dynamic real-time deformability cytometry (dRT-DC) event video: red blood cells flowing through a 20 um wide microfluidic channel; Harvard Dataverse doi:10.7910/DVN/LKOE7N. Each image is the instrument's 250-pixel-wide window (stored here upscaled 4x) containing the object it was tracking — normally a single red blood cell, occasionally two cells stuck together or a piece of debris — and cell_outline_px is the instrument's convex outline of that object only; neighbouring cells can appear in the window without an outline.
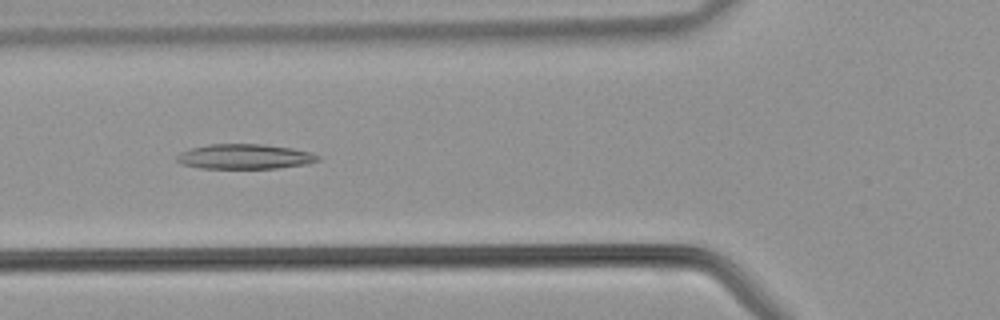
{"species": "common noctule bat (a hibernating species)", "species_latin": "Nyctalus noctula", "temperature_condition": "warm", "stored_images_in_passage": 30, "camera_frame_rate_fps": 3000, "um_per_image_px": 0.085, "animal": {"sex": "male", "body_mass_g": 21.5, "forearm_length_mm": 52.0}, "frame": {"image": 1, "passage_image": 6, "time_ms": 1.667, "image_size_px": [1000, 320], "cell_outline_px": [[320, 160], [308, 164], [276, 168], [200, 168], [180, 164], [176, 160], [176, 156], [180, 152], [192, 148], [208, 144], [260, 144], [292, 148], [312, 152], [320, 156]], "centroid_in_image_um": [20.81, 13.31], "position_along_channel_um": 105.0, "area_um2": 20.58}}
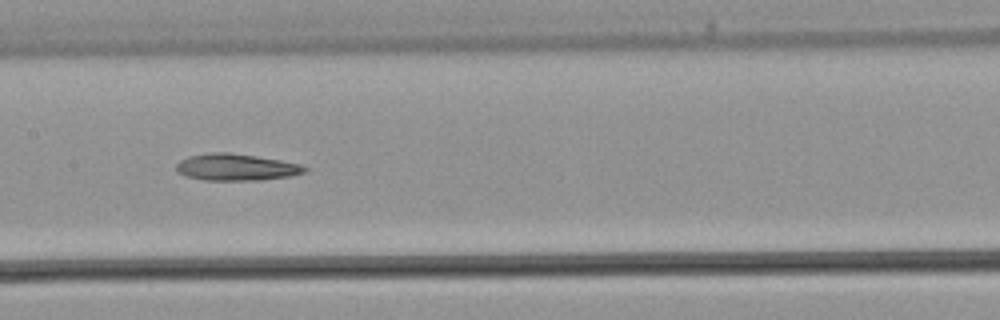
{"frame": {"image": 2, "passage_image": 11, "time_ms": 3.333, "image_size_px": [1000, 320], "cell_outline_px": [[308, 168], [304, 172], [292, 176], [260, 180], [204, 180], [184, 176], [176, 172], [176, 164], [180, 160], [188, 156], [212, 152], [228, 152], [256, 156], [280, 160], [300, 164]], "centroid_in_image_um": [20.04, 14.21], "position_along_channel_um": 187.4, "area_um2": 20.11}}
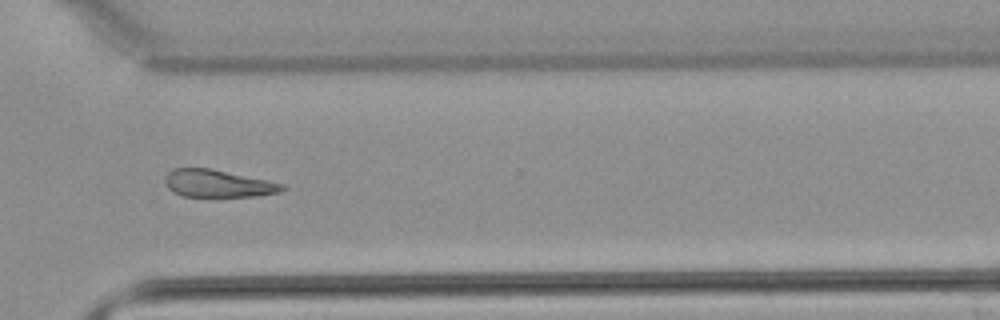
{"frame": {"image": 3, "passage_image": 21, "time_ms": 6.667, "image_size_px": [1000, 320], "cell_outline_px": [[288, 188], [276, 192], [252, 196], [208, 200], [180, 196], [172, 192], [168, 188], [164, 180], [168, 172], [176, 168], [208, 168], [268, 180], [284, 184]], "centroid_in_image_um": [18.47, 15.66], "position_along_channel_um": 352.1, "area_um2": 19.54}}